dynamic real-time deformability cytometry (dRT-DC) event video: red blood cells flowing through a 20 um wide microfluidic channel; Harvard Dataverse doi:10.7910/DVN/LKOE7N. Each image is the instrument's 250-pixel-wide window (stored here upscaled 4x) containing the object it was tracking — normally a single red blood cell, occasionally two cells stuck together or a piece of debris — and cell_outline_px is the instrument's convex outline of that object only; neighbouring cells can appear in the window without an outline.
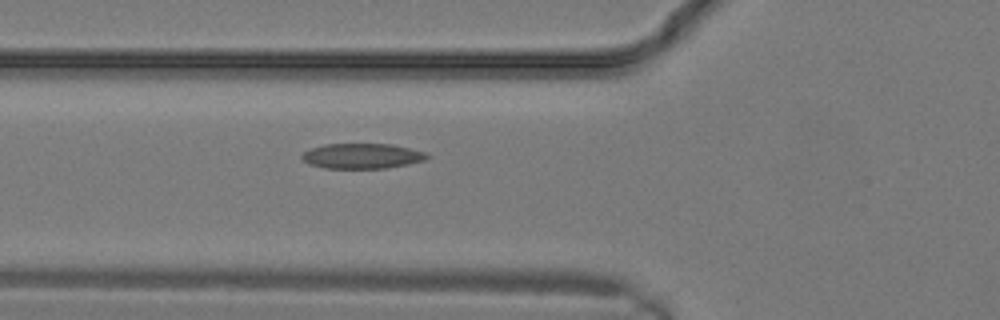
{"species": "common noctule bat (a hibernating species)", "species_latin": "Nyctalus noctula", "temperature_condition": "warm", "stored_images_in_passage": 2, "camera_frame_rate_fps": 3000, "um_per_image_px": 0.085, "animal": {"sex": "male", "body_mass_g": 19.2, "forearm_length_mm": 51.8}, "frame": {"image": 1, "passage_image": 2, "time_ms": 0.333, "image_size_px": [1000, 320], "cell_outline_px": [[432, 156], [424, 160], [408, 164], [388, 168], [324, 168], [308, 164], [300, 156], [308, 148], [324, 144], [392, 144], [428, 152]], "centroid_in_image_um": [30.79, 13.25], "position_along_channel_um": 95.0, "area_um2": 18.61}}